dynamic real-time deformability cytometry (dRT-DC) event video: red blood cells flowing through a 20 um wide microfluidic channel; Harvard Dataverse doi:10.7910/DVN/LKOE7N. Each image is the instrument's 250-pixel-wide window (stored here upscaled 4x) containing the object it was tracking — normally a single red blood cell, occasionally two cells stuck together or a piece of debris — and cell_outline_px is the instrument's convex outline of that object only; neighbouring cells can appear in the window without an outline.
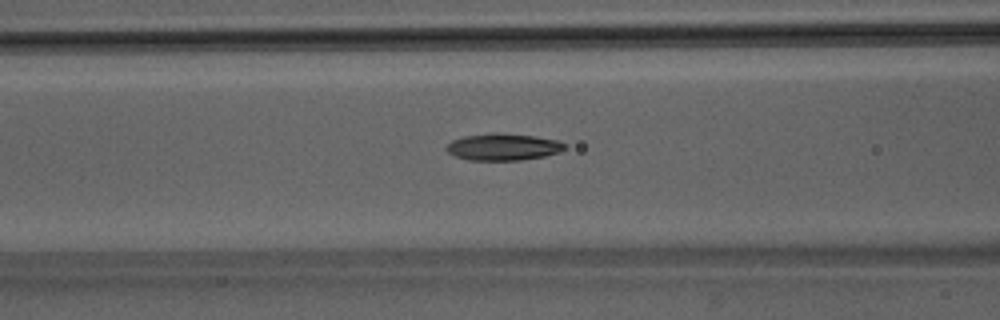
{"species": "Egyptian fruit bat (a non-hibernating species)", "species_latin": "Rousettus aegyptiacus", "temperature_condition": "room temperature", "stored_images_in_passage": 37, "camera_frame_rate_fps": 3000, "um_per_image_px": 0.085, "animal": {"sex": "male"}, "frame": {"image": 1, "passage_image": 7, "time_ms": 2.0, "image_size_px": [1000, 320], "cell_outline_px": [[568, 148], [560, 152], [544, 156], [520, 160], [468, 160], [456, 156], [448, 152], [444, 148], [452, 140], [464, 136], [496, 132], [536, 136], [556, 140], [564, 144]], "centroid_in_image_um": [42.77, 12.48], "position_along_channel_um": 123.8, "area_um2": 18.55}}
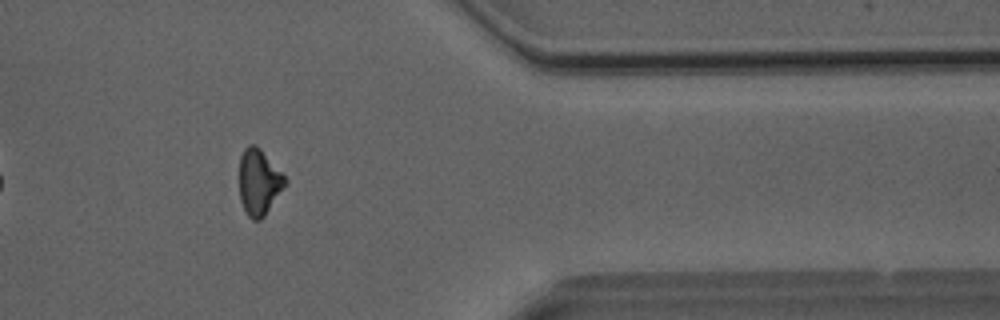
{"frame": {"image": 2, "passage_image": 28, "time_ms": 9.0, "image_size_px": [1000, 320], "cell_outline_px": [[288, 184], [264, 216], [260, 220], [252, 220], [248, 216], [240, 200], [240, 156], [244, 148], [248, 144], [256, 144], [260, 148], [288, 180]], "centroid_in_image_um": [22.03, 15.48], "position_along_channel_um": 389.4, "area_um2": 17.69}}
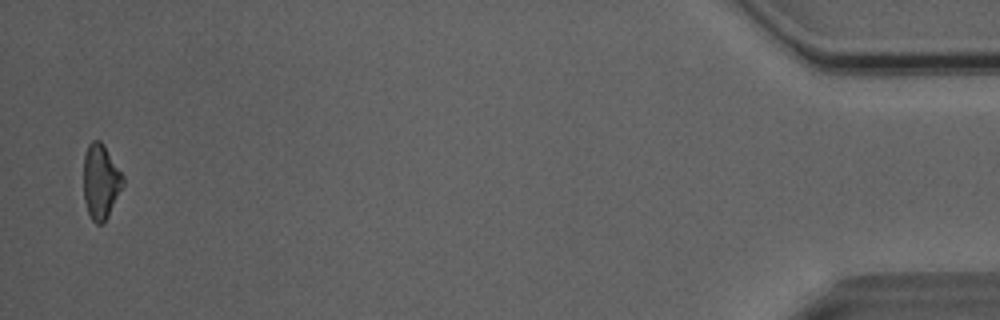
{"frame": {"image": 3, "passage_image": 36, "time_ms": 11.667, "image_size_px": [1000, 320], "cell_outline_px": [[124, 184], [108, 216], [100, 224], [96, 224], [92, 220], [88, 212], [84, 200], [84, 156], [88, 144], [92, 140], [100, 140], [104, 144], [124, 176]], "centroid_in_image_um": [8.57, 15.4], "position_along_channel_um": 426.6, "area_um2": 17.17}, "authors_computed_cell_mechanics": {"area_um2": 17.918, "velocity_mm_per_s": 4.0542, "shape_relaxation_time_tau1_ms": 5.1578, "shape_relaxation_time_tau2_ms": 4.3416, "deformation_change_tau1": 0.1554, "deformation_change_tau2": 0.1009}}